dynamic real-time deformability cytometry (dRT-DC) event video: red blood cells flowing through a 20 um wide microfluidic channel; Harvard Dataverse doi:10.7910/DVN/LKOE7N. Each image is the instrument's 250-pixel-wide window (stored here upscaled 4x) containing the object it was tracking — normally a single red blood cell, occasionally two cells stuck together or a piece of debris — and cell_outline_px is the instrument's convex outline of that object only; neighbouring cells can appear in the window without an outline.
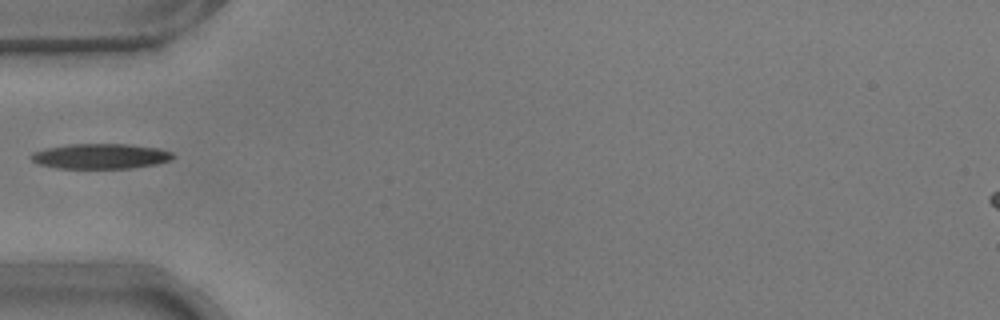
{"species": "common noctule bat (a hibernating species)", "species_latin": "Nyctalus noctula", "temperature_condition": "warm", "stored_images_in_passage": 33, "camera_frame_rate_fps": 3000, "um_per_image_px": 0.085, "animal": {"sex": "male", "body_mass_g": 17.9}, "frame": {"image": 1, "passage_image": 1, "time_ms": 0.0, "image_size_px": [1000, 320], "cell_outline_px": [[176, 156], [172, 160], [156, 164], [128, 168], [56, 168], [40, 164], [32, 160], [28, 156], [32, 152], [48, 148], [68, 144], [128, 144], [156, 148], [172, 152]], "centroid_in_image_um": [8.55, 13.28], "position_along_channel_um": 76.5, "area_um2": 20.75}}
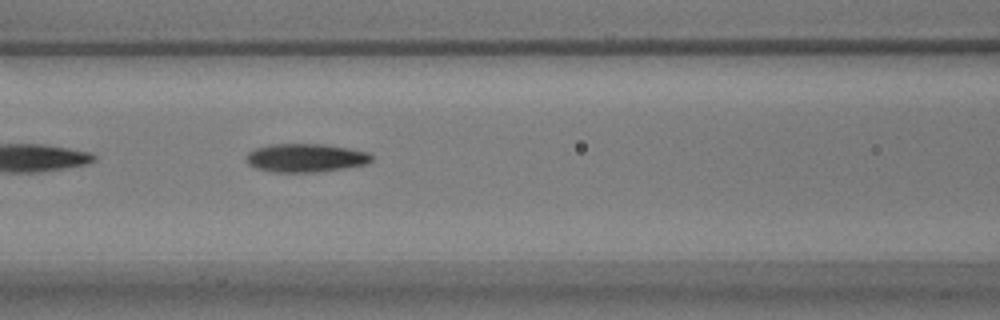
{"frame": {"image": 2, "passage_image": 6, "time_ms": 1.667, "image_size_px": [1000, 320], "cell_outline_px": [[372, 160], [368, 164], [344, 168], [316, 172], [272, 172], [256, 168], [248, 164], [244, 160], [248, 152], [256, 148], [268, 144], [324, 144], [348, 148], [368, 152], [372, 156]], "centroid_in_image_um": [25.95, 13.42], "position_along_channel_um": 140.6, "area_um2": 20.92}}
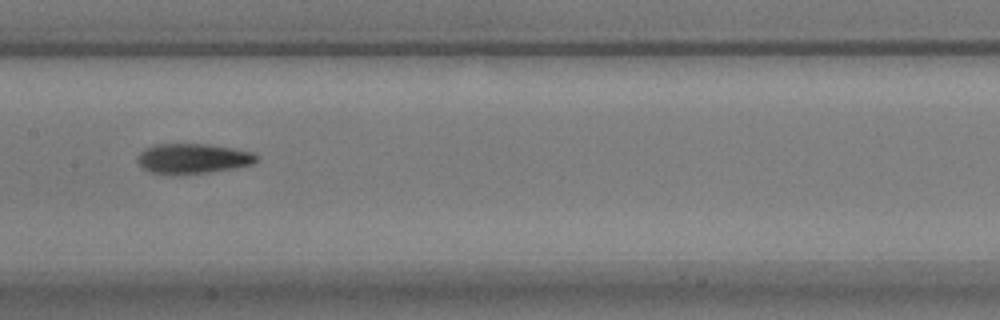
{"frame": {"image": 3, "passage_image": 10, "time_ms": 3.0, "image_size_px": [1000, 320], "cell_outline_px": [[260, 156], [252, 164], [232, 168], [204, 172], [168, 176], [152, 172], [144, 168], [136, 160], [140, 152], [144, 148], [156, 144], [208, 144], [232, 148], [252, 152]], "centroid_in_image_um": [16.35, 13.48], "position_along_channel_um": 191.0, "area_um2": 20.81}}